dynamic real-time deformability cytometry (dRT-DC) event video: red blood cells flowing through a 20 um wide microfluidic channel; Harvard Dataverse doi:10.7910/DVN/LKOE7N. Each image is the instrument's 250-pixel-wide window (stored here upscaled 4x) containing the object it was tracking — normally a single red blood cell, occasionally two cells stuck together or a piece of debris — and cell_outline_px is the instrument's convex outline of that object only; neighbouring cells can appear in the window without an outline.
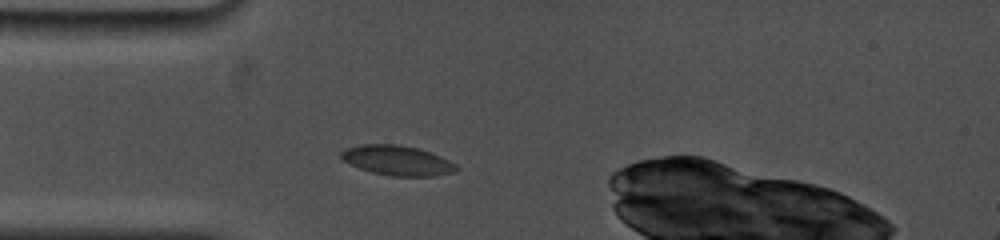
{"species": "common noctule bat (a hibernating species)", "species_latin": "Nyctalus noctula", "temperature_condition": "cold", "stored_images_in_passage": 20, "camera_frame_rate_fps": 5000, "um_per_image_px": 0.085, "animal": {"sex": "female", "body_mass_g": 19.0, "forearm_length_mm": 53.3}, "frame": {"image": 1, "passage_image": 6, "time_ms": 2.0, "image_size_px": [1000, 240], "cell_outline_px": [[460, 168], [456, 172], [432, 176], [392, 176], [372, 172], [360, 168], [344, 160], [340, 156], [340, 152], [344, 148], [360, 144], [400, 144], [416, 148], [440, 156], [456, 164]], "centroid_in_image_um": [33.77, 13.63], "position_along_channel_um": 51.2, "area_um2": 20.0}}
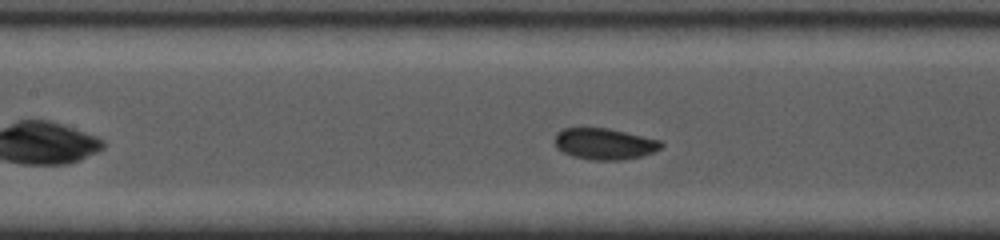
{"frame": {"image": 2, "passage_image": 14, "time_ms": 5.0, "image_size_px": [1000, 240], "cell_outline_px": [[664, 144], [660, 148], [652, 152], [640, 156], [624, 160], [588, 160], [572, 156], [556, 148], [552, 140], [556, 132], [564, 128], [608, 128], [660, 140]], "centroid_in_image_um": [51.32, 12.23], "position_along_channel_um": 156.1, "area_um2": 19.54}}
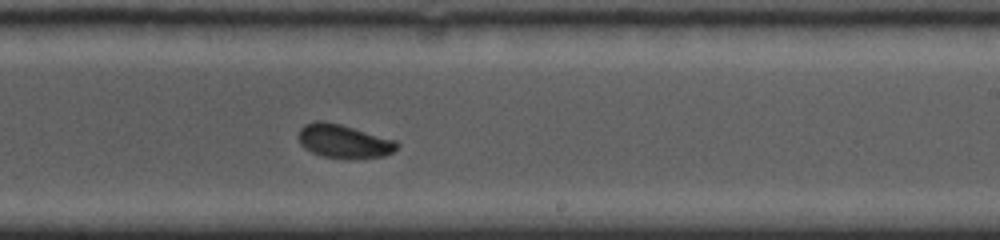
{"frame": {"image": 3, "passage_image": 20, "time_ms": 7.8, "image_size_px": [1000, 240], "cell_outline_px": [[400, 144], [392, 152], [384, 156], [324, 156], [312, 152], [304, 148], [300, 144], [300, 128], [304, 124], [316, 120], [324, 120], [340, 124], [396, 140]], "centroid_in_image_um": [29.2, 11.95], "position_along_channel_um": 259.8, "area_um2": 18.55}}